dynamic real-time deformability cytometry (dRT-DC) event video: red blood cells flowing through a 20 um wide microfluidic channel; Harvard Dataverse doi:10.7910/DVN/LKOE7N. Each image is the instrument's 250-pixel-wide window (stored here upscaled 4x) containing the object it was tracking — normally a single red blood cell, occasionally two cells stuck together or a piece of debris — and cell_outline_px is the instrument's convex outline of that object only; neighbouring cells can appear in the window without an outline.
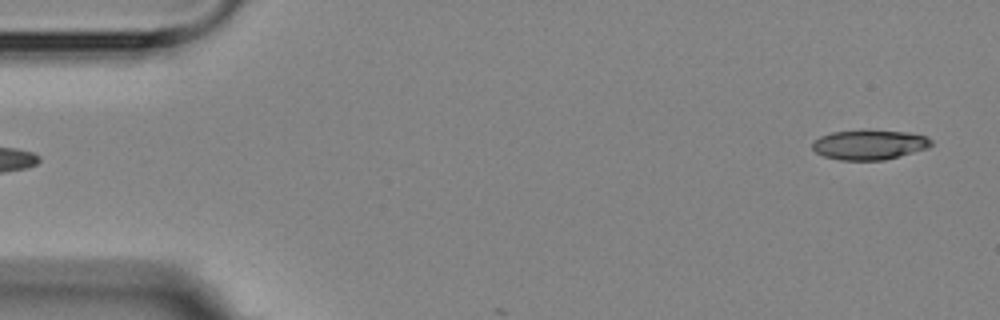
{"species": "Egyptian fruit bat (a non-hibernating species)", "species_latin": "Rousettus aegyptiacus", "temperature_condition": "room temperature", "stored_images_in_passage": 5, "camera_frame_rate_fps": 3000, "um_per_image_px": 0.085, "animal": {"sex": "female"}, "frame": {"image": 1, "passage_image": 1, "time_ms": 0.0, "image_size_px": [1000, 320], "cell_outline_px": [[932, 144], [928, 148], [900, 156], [884, 160], [840, 160], [824, 156], [816, 152], [812, 148], [812, 144], [820, 136], [832, 132], [908, 132], [924, 136], [932, 140]], "centroid_in_image_um": [73.9, 12.34], "position_along_channel_um": 11.1, "area_um2": 19.94}}